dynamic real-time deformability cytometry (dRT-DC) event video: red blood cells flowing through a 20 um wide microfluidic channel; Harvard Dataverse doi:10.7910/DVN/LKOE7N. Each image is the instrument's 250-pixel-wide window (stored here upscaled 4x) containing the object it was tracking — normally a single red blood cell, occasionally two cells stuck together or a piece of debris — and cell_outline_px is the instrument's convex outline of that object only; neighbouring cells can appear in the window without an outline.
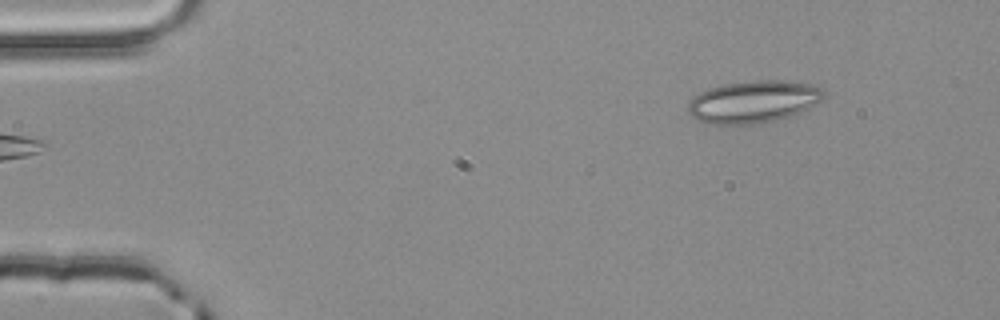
{"species": "common noctule bat (a hibernating species)", "species_latin": "Nyctalus noctula", "temperature_condition": "room temperature", "stored_images_in_passage": 3, "camera_frame_rate_fps": 3000, "um_per_image_px": 0.085, "animal": {"sex": "male", "body_mass_g": 20.4}, "frame": {"image": 1, "passage_image": 3, "time_ms": 0.667, "image_size_px": [1000, 320], "cell_outline_px": [[824, 100], [792, 116], [776, 120], [752, 124], [708, 124], [696, 120], [688, 112], [688, 104], [692, 96], [708, 88], [724, 84], [748, 80], [780, 80], [812, 84], [820, 88], [824, 92]], "centroid_in_image_um": [64.02, 8.64], "position_along_channel_um": 21.0, "area_um2": 33.76}}